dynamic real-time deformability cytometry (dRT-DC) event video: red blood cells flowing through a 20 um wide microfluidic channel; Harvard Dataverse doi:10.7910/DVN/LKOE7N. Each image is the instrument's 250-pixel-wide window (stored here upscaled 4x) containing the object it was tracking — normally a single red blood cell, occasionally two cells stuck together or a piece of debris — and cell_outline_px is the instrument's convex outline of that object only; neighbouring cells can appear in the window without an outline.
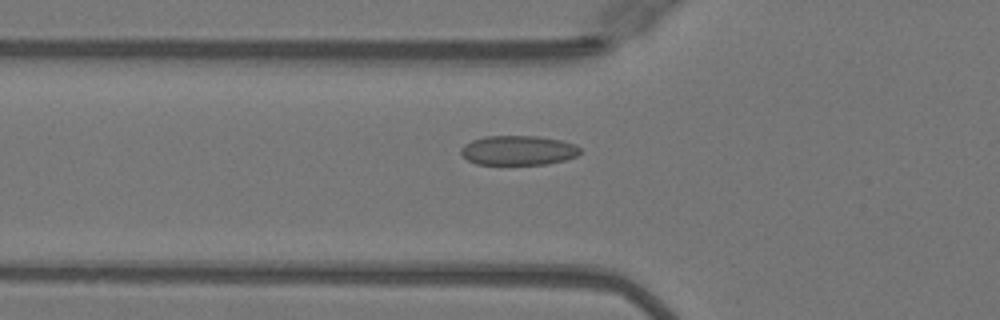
{"species": "Egyptian fruit bat (a non-hibernating species)", "species_latin": "Rousettus aegyptiacus", "temperature_condition": "warm", "stored_images_in_passage": 41, "camera_frame_rate_fps": 3000, "um_per_image_px": 0.085, "animal": {"sex": "female"}, "frame": {"image": 1, "passage_image": 12, "time_ms": 3.667, "image_size_px": [1000, 320], "cell_outline_px": [[580, 152], [576, 156], [564, 160], [548, 164], [476, 164], [468, 160], [460, 152], [460, 148], [464, 144], [472, 140], [484, 136], [536, 136], [560, 140], [576, 144], [580, 148]], "centroid_in_image_um": [44.04, 12.77], "position_along_channel_um": 81.8, "area_um2": 20.52}}
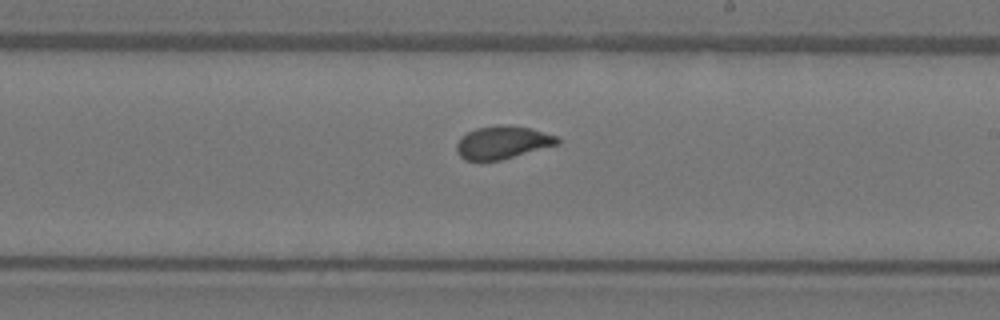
{"frame": {"image": 2, "passage_image": 24, "time_ms": 7.667, "image_size_px": [1000, 320], "cell_outline_px": [[560, 144], [500, 160], [464, 160], [456, 152], [456, 144], [468, 132], [476, 128], [496, 124], [504, 124], [532, 128], [556, 136], [560, 140]], "centroid_in_image_um": [42.73, 12.09], "position_along_channel_um": 246.3, "area_um2": 19.31}}
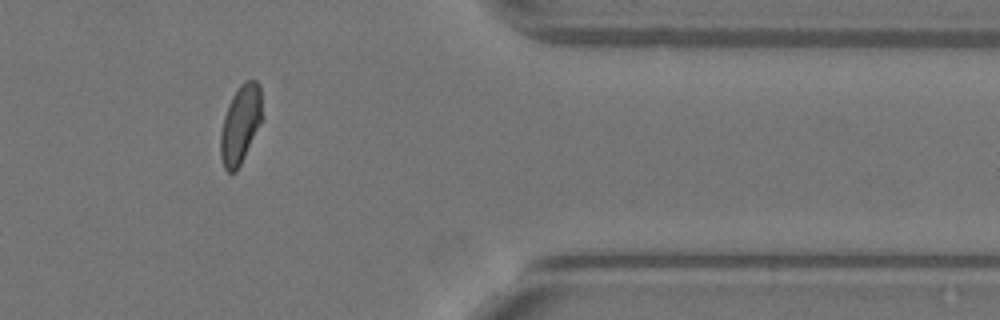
{"frame": {"image": 3, "passage_image": 36, "time_ms": 11.667, "image_size_px": [1000, 320], "cell_outline_px": [[260, 124], [236, 172], [228, 172], [224, 168], [220, 156], [220, 132], [224, 116], [228, 104], [232, 96], [240, 84], [244, 80], [256, 80], [260, 84]], "centroid_in_image_um": [20.4, 10.56], "position_along_channel_um": 391.0, "area_um2": 18.67}}